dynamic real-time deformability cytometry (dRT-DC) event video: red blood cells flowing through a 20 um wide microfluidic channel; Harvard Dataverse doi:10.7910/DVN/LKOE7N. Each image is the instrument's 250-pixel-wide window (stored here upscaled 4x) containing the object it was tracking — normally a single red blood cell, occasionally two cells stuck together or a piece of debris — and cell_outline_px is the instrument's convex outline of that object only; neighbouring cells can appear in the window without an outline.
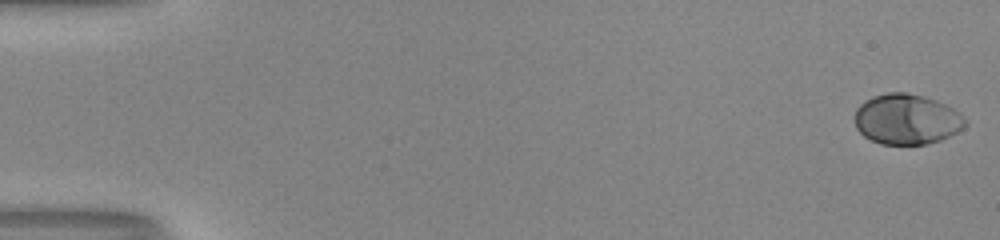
{"species": "human", "species_latin": "Homo sapiens", "temperature_condition": "room temperature", "stored_images_in_passage": 54, "camera_frame_rate_fps": 3000, "um_per_image_px": 0.085, "donor": {"sex": "male"}, "frame": {"image": 1, "passage_image": 1, "time_ms": 0.0, "image_size_px": [1000, 240], "cell_outline_px": [[964, 128], [940, 140], [924, 144], [880, 144], [864, 136], [856, 128], [856, 108], [864, 100], [872, 96], [888, 92], [904, 92], [924, 96], [936, 100], [952, 108], [964, 120]], "centroid_in_image_um": [77.02, 10.13], "position_along_channel_um": 8.0, "area_um2": 32.08}}
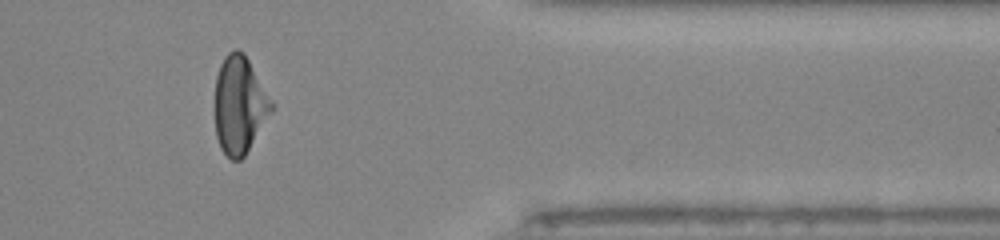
{"frame": {"image": 2, "passage_image": 45, "time_ms": 14.667, "image_size_px": [1000, 240], "cell_outline_px": [[272, 108], [244, 156], [240, 160], [232, 160], [220, 148], [216, 136], [216, 76], [220, 64], [224, 56], [228, 52], [236, 48], [244, 52], [272, 104]], "centroid_in_image_um": [20.31, 8.9], "position_along_channel_um": 391.1, "area_um2": 31.1}}
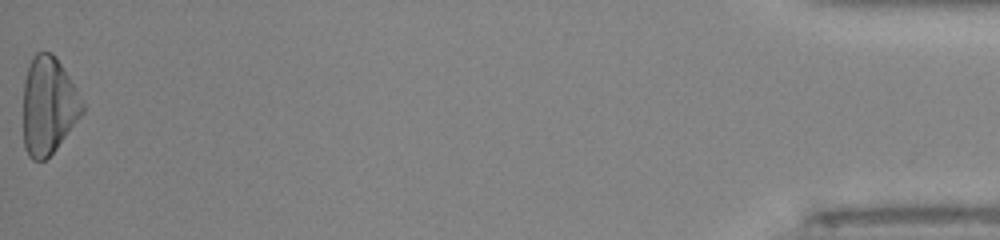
{"frame": {"image": 3, "passage_image": 54, "time_ms": 17.667, "image_size_px": [1000, 240], "cell_outline_px": [[84, 112], [56, 148], [44, 160], [32, 160], [28, 156], [24, 148], [24, 80], [32, 56], [36, 52], [52, 52], [56, 56], [76, 88], [84, 104]], "centroid_in_image_um": [4.11, 8.97], "position_along_channel_um": 431.1, "area_um2": 33.47}, "authors_computed_cell_mechanics": {"area_um2": 31.4432, "velocity_mm_per_s": 3.9904, "shape_relaxation_time_tau1_ms": 3.0467, "shape_relaxation_time_tau2_ms": null, "deformation_change_tau1": 0.1744, "deformation_change_tau2": null}}